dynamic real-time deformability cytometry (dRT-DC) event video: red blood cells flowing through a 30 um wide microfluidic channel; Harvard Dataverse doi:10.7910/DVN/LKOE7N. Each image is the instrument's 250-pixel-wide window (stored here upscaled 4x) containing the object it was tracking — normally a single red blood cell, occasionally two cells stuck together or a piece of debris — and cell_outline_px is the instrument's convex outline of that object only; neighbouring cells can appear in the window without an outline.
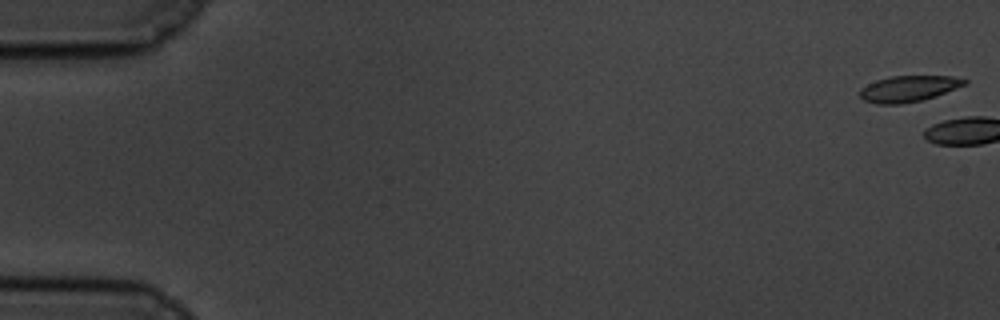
{"species": "common noctule bat (a hibernating species)", "species_latin": "Nyctalus noctula", "temperature_condition": "cold", "stored_images_in_passage": 3, "camera_frame_rate_fps": 3000, "um_per_image_px": 0.085, "animal": {"sex": "male", "body_mass_g": 19.5, "forearm_length_mm": 54.6}, "frame": {"image": 1, "passage_image": 1, "time_ms": 0.0, "image_size_px": [1000, 320], "cell_outline_px": [[968, 84], [936, 96], [924, 100], [900, 104], [876, 104], [864, 100], [860, 96], [860, 88], [876, 80], [892, 76], [952, 76], [968, 80]], "centroid_in_image_um": [77.25, 7.54], "position_along_channel_um": 7.7, "area_um2": 16.01}}